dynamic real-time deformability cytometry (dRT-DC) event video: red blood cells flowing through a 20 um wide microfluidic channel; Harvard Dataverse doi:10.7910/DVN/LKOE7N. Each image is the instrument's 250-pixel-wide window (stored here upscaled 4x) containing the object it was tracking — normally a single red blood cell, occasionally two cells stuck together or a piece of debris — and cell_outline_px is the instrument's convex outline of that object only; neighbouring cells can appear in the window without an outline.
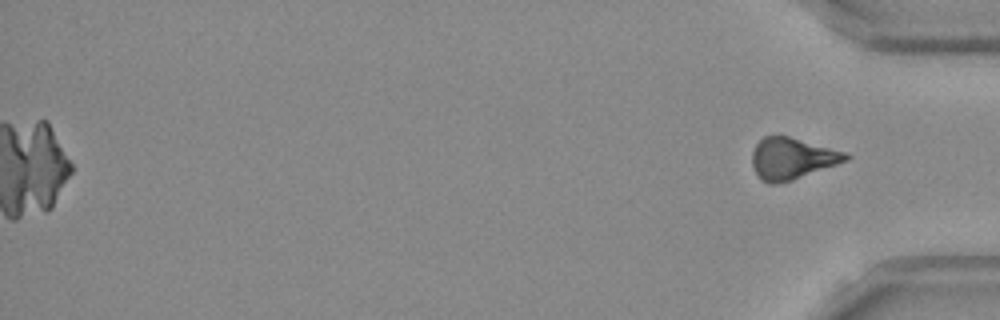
{"species": "Egyptian fruit bat (a non-hibernating species)", "species_latin": "Rousettus aegyptiacus", "temperature_condition": "room temperature", "stored_images_in_passage": 44, "camera_frame_rate_fps": 3000, "um_per_image_px": 0.085, "frame": {"image": 1, "passage_image": 44, "time_ms": 14.333, "image_size_px": [1000, 320], "cell_outline_px": [[852, 156], [848, 160], [792, 180], [776, 184], [768, 184], [760, 180], [752, 164], [752, 152], [756, 144], [764, 136], [788, 136], [848, 152]], "centroid_in_image_um": [67.33, 13.47], "position_along_channel_um": 367.9, "area_um2": 22.66}}